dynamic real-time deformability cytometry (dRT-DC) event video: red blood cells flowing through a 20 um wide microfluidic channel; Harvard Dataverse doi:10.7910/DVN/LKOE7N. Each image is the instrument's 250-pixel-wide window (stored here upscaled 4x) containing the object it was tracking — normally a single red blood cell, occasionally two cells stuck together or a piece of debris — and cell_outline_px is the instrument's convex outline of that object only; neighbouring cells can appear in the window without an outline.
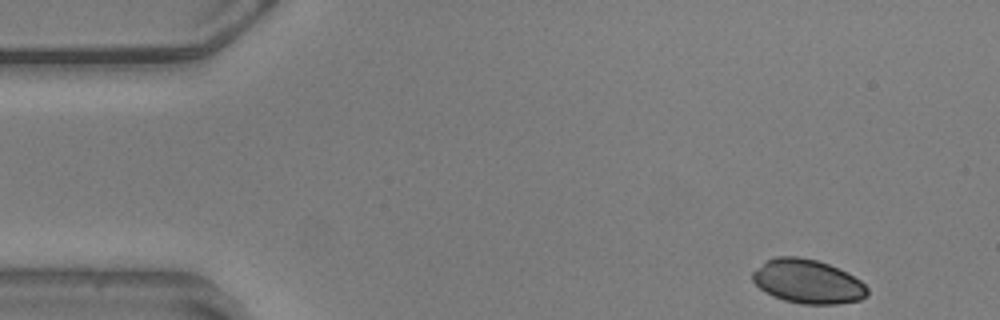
{"species": "common noctule bat (a hibernating species)", "species_latin": "Nyctalus noctula", "temperature_condition": "warm", "stored_images_in_passage": 12, "camera_frame_rate_fps": 3000, "um_per_image_px": 0.085, "animal": {"sex": "male", "body_mass_g": 20.5, "forearm_length_mm": 52.5}, "frame": {"image": 1, "passage_image": 1, "time_ms": 0.0, "image_size_px": [1000, 320], "cell_outline_px": [[868, 292], [860, 300], [836, 304], [800, 304], [784, 300], [772, 296], [764, 292], [752, 280], [752, 272], [764, 260], [776, 256], [796, 256], [816, 260], [828, 264], [860, 280], [868, 288]], "centroid_in_image_um": [68.6, 23.92], "position_along_channel_um": 16.4, "area_um2": 29.36}}
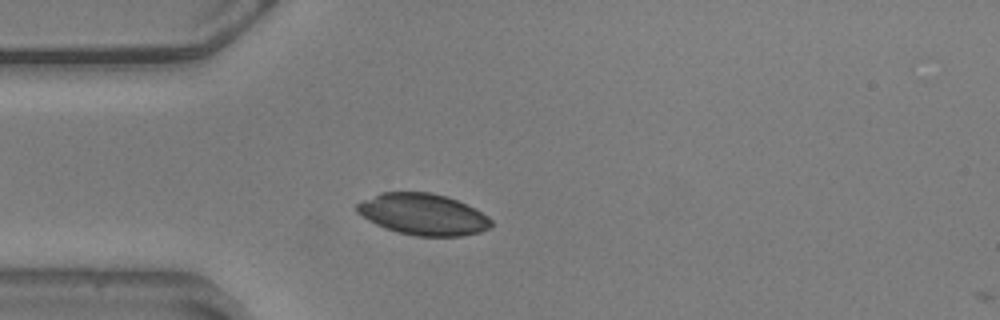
{"frame": {"image": 2, "passage_image": 11, "time_ms": 3.333, "image_size_px": [1000, 320], "cell_outline_px": [[492, 228], [480, 232], [460, 236], [416, 236], [384, 228], [368, 220], [356, 212], [356, 204], [380, 192], [432, 192], [448, 196], [476, 208], [488, 216], [492, 220]], "centroid_in_image_um": [35.99, 18.21], "position_along_channel_um": 49.0, "area_um2": 32.6}}